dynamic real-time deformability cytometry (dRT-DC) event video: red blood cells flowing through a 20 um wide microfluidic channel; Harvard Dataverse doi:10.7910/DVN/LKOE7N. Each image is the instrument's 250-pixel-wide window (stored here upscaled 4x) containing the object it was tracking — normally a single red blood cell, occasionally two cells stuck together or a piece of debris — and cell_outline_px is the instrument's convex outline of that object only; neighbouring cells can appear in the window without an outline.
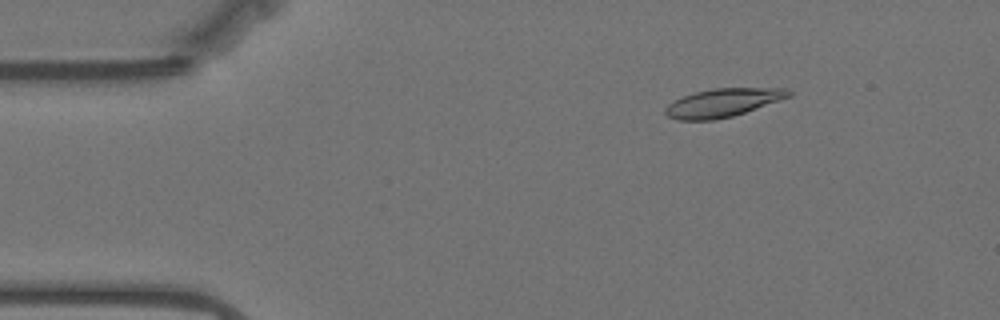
{"species": "Egyptian fruit bat (a non-hibernating species)", "species_latin": "Rousettus aegyptiacus", "temperature_condition": "warm", "stored_images_in_passage": 57, "camera_frame_rate_fps": 3000, "um_per_image_px": 0.085, "animal": {"sex": "female"}, "frame": {"image": 1, "passage_image": 8, "time_ms": 2.333, "image_size_px": [1000, 320], "cell_outline_px": [[792, 96], [732, 116], [712, 120], [676, 120], [668, 116], [664, 112], [664, 108], [668, 104], [684, 96], [696, 92], [712, 88], [788, 88], [792, 92]], "centroid_in_image_um": [61.45, 8.72], "position_along_channel_um": 23.6, "area_um2": 20.23}}
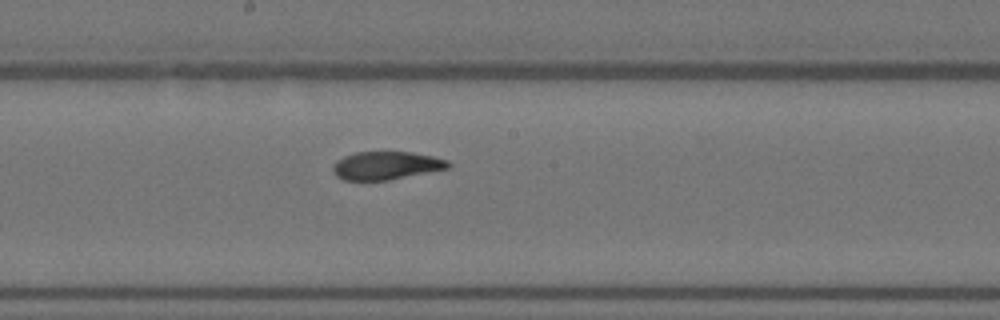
{"frame": {"image": 2, "passage_image": 30, "time_ms": 9.667, "image_size_px": [1000, 320], "cell_outline_px": [[452, 164], [448, 168], [388, 180], [344, 180], [336, 176], [332, 172], [332, 164], [336, 160], [344, 156], [356, 152], [412, 152], [432, 156], [448, 160]], "centroid_in_image_um": [32.79, 14.07], "position_along_channel_um": 215.4, "area_um2": 18.9}}
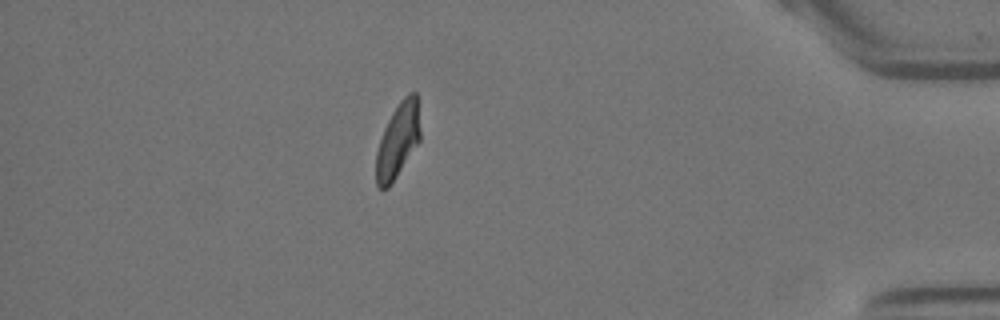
{"frame": {"image": 3, "passage_image": 50, "time_ms": 16.333, "image_size_px": [1000, 320], "cell_outline_px": [[420, 140], [388, 188], [380, 188], [376, 184], [376, 152], [384, 128], [392, 112], [400, 100], [408, 92], [416, 92], [420, 128]], "centroid_in_image_um": [33.81, 11.91], "position_along_channel_um": 401.4, "area_um2": 18.96}, "authors_computed_cell_mechanics": {"area_um2": 19.8832, "velocity_mm_per_s": 3.496, "shape_relaxation_time_tau1_ms": null, "shape_relaxation_time_tau2_ms": 1.6031, "deformation_change_tau1": null, "deformation_change_tau2": 0.0695}}